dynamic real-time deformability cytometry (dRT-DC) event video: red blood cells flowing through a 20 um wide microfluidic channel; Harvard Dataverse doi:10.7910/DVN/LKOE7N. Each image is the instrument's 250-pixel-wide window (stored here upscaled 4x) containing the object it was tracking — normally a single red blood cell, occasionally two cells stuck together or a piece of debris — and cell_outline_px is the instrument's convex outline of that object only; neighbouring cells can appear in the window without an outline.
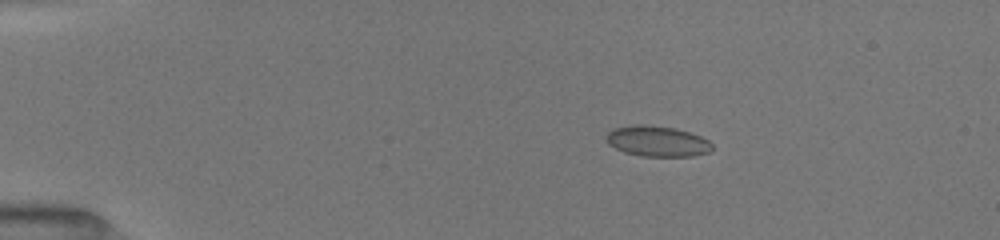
{"species": "common noctule bat (a hibernating species)", "species_latin": "Nyctalus noctula", "temperature_condition": "room temperature", "stored_images_in_passage": 60, "camera_frame_rate_fps": 3000, "um_per_image_px": 0.085, "animal": {"sex": "female", "body_mass_g": 19.5, "forearm_length_mm": 54.1}, "frame": {"image": 1, "passage_image": 1, "time_ms": 0.0, "image_size_px": [1000, 240], "cell_outline_px": [[712, 148], [708, 152], [692, 156], [640, 156], [624, 152], [608, 144], [604, 136], [612, 128], [632, 124], [644, 124], [676, 128], [700, 136], [708, 140], [712, 144]], "centroid_in_image_um": [55.81, 11.99], "position_along_channel_um": 29.2, "area_um2": 19.02}}
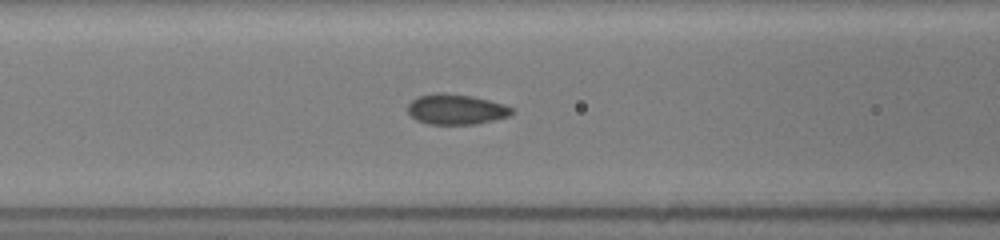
{"frame": {"image": 2, "passage_image": 30, "time_ms": 4.333, "image_size_px": [1000, 240], "cell_outline_px": [[512, 112], [508, 116], [476, 124], [428, 124], [416, 120], [408, 112], [408, 104], [416, 96], [436, 92], [444, 92], [472, 96], [504, 104], [512, 108]], "centroid_in_image_um": [38.72, 9.28], "position_along_channel_um": 127.9, "area_um2": 18.38}}
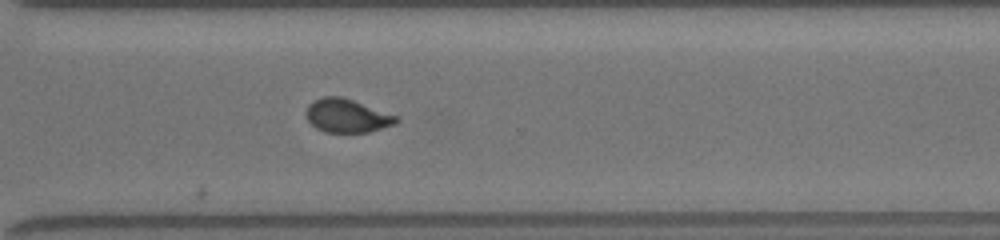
{"frame": {"image": 3, "passage_image": 60, "time_ms": 9.667, "image_size_px": [1000, 240], "cell_outline_px": [[400, 120], [396, 124], [368, 132], [324, 132], [316, 128], [308, 120], [308, 104], [324, 96], [340, 96], [400, 116]], "centroid_in_image_um": [29.56, 9.84], "position_along_channel_um": 341.0, "area_um2": 17.46}}